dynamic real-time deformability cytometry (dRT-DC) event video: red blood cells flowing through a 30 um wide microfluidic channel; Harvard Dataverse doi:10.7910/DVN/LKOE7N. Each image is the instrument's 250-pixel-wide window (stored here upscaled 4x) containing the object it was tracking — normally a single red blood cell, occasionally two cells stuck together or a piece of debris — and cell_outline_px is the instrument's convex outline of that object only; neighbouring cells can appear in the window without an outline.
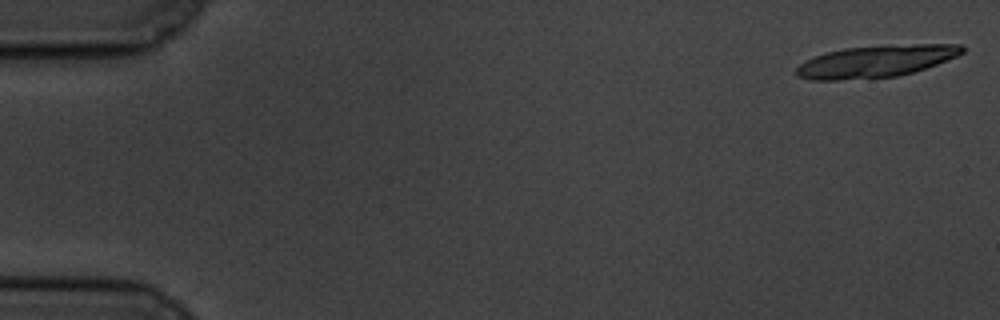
{"species": "common noctule bat (a hibernating species)", "species_latin": "Nyctalus noctula", "temperature_condition": "cold", "stored_images_in_passage": 19, "camera_frame_rate_fps": 3000, "um_per_image_px": 0.085, "animal": {"sex": "male", "body_mass_g": 19.5, "forearm_length_mm": 54.6}, "frame": {"image": 1, "passage_image": 1, "time_ms": 0.0, "image_size_px": [1000, 320], "cell_outline_px": [[964, 52], [956, 56], [936, 64], [912, 72], [896, 76], [836, 80], [808, 80], [796, 76], [796, 68], [800, 64], [816, 56], [828, 52], [844, 48], [888, 44], [960, 44], [964, 48]], "centroid_in_image_um": [74.44, 5.2], "position_along_channel_um": 10.6, "area_um2": 30.75}}